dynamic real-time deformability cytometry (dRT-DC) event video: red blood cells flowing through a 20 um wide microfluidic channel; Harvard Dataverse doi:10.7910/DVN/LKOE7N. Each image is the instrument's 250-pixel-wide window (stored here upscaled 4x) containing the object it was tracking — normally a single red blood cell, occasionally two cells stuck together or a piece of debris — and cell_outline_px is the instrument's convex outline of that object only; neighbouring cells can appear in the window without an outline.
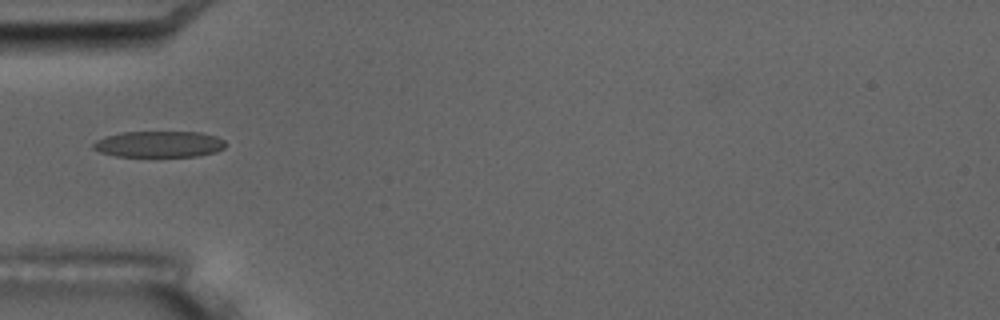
{"species": "common noctule bat (a hibernating species)", "species_latin": "Nyctalus noctula", "temperature_condition": "room temperature", "stored_images_in_passage": 6, "camera_frame_rate_fps": 3000, "um_per_image_px": 0.085, "animal": {"sex": "male", "body_mass_g": 17.5, "forearm_length_mm": 52.3}, "frame": {"image": 1, "passage_image": 5, "time_ms": 5.0, "image_size_px": [1000, 320], "cell_outline_px": [[224, 148], [216, 152], [196, 156], [116, 156], [100, 152], [92, 148], [92, 144], [96, 140], [104, 136], [120, 132], [200, 132], [216, 136], [224, 140]], "centroid_in_image_um": [13.49, 12.25], "position_along_channel_um": 71.5, "area_um2": 20.23}}